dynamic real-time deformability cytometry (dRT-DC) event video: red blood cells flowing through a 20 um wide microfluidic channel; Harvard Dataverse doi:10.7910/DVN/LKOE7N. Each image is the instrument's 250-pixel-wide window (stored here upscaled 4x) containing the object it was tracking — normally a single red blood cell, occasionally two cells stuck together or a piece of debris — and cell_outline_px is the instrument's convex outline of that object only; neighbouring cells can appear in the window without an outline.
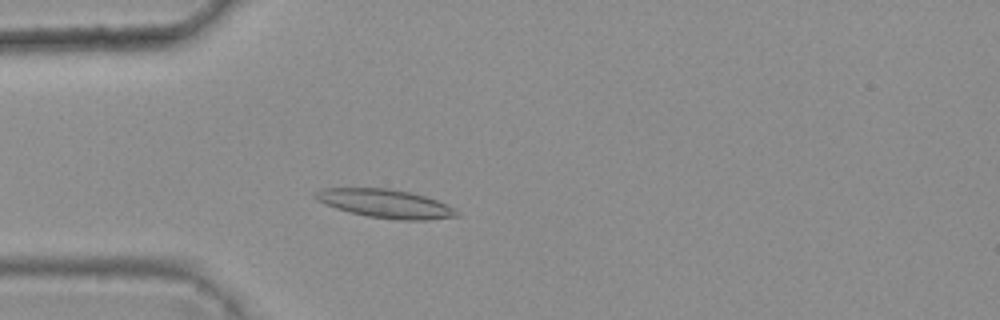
{"species": "common noctule bat (a hibernating species)", "species_latin": "Nyctalus noctula", "temperature_condition": "warm", "stored_images_in_passage": 3, "camera_frame_rate_fps": 3000, "um_per_image_px": 0.085, "animal": {"sex": "female", "body_mass_g": 25.1}, "frame": {"image": 1, "passage_image": 3, "time_ms": 0.667, "image_size_px": [1000, 320], "cell_outline_px": [[460, 216], [428, 220], [400, 220], [368, 216], [348, 212], [324, 204], [316, 200], [312, 196], [320, 188], [388, 188], [412, 192], [436, 200], [460, 212]], "centroid_in_image_um": [32.73, 17.3], "position_along_channel_um": 52.3, "area_um2": 23.58}}